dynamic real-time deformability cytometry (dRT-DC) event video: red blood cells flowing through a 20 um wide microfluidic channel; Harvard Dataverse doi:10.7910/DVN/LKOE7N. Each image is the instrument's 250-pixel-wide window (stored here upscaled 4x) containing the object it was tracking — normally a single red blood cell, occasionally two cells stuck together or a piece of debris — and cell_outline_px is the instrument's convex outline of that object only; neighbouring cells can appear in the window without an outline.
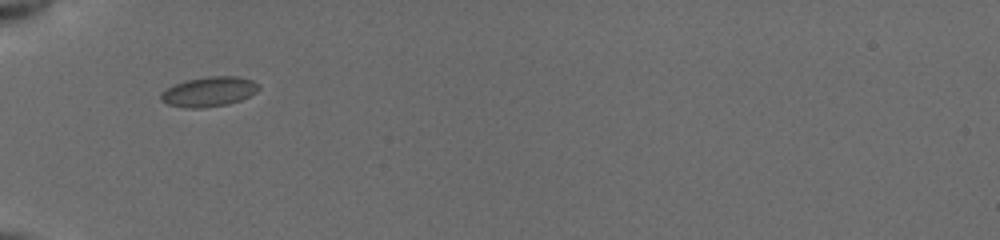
{"species": "common noctule bat (a hibernating species)", "species_latin": "Nyctalus noctula", "temperature_condition": "cold", "stored_images_in_passage": 35, "camera_frame_rate_fps": 3000, "um_per_image_px": 0.085, "animal": {"sex": "female", "body_mass_g": 19.5, "forearm_length_mm": 54.1}, "frame": {"image": 1, "passage_image": 1, "time_ms": 0.0, "image_size_px": [1000, 240], "cell_outline_px": [[260, 88], [256, 92], [240, 100], [228, 104], [200, 108], [188, 108], [168, 104], [160, 100], [160, 92], [184, 80], [208, 76], [240, 76], [252, 80], [260, 84]], "centroid_in_image_um": [17.77, 7.78], "position_along_channel_um": 67.2, "area_um2": 17.05}}
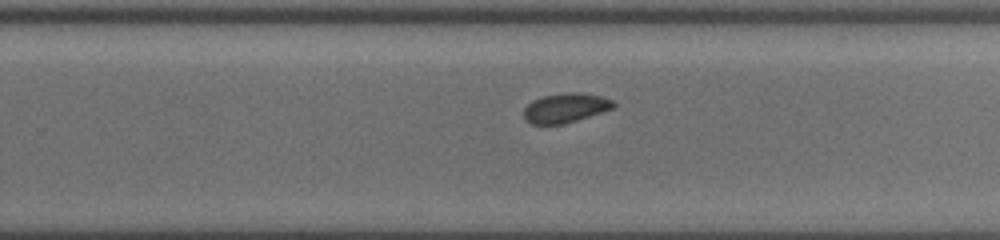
{"frame": {"image": 2, "passage_image": 18, "time_ms": 5.667, "image_size_px": [1000, 240], "cell_outline_px": [[616, 108], [564, 124], [532, 124], [524, 120], [524, 108], [532, 100], [544, 96], [564, 92], [584, 92], [600, 96], [612, 100], [616, 104]], "centroid_in_image_um": [48.09, 9.16], "position_along_channel_um": 281.7, "area_um2": 15.61}}
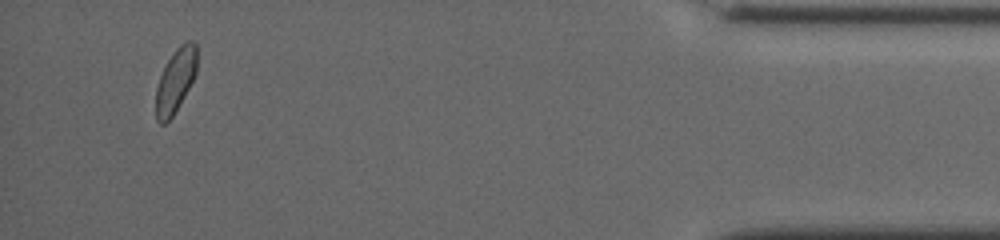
{"frame": {"image": 3, "passage_image": 33, "time_ms": 10.667, "image_size_px": [1000, 240], "cell_outline_px": [[196, 72], [188, 88], [172, 116], [164, 124], [160, 124], [156, 120], [156, 88], [160, 76], [172, 52], [180, 44], [188, 40], [192, 40], [196, 44]], "centroid_in_image_um": [14.9, 6.82], "position_along_channel_um": 420.3, "area_um2": 14.97}, "authors_computed_cell_mechanics": {"area_um2": 15.4904, "velocity_mm_per_s": 3.8945, "shape_relaxation_time_tau1_ms": 1.7124, "shape_relaxation_time_tau2_ms": null, "deformation_change_tau1": 0.073, "deformation_change_tau2": null}}